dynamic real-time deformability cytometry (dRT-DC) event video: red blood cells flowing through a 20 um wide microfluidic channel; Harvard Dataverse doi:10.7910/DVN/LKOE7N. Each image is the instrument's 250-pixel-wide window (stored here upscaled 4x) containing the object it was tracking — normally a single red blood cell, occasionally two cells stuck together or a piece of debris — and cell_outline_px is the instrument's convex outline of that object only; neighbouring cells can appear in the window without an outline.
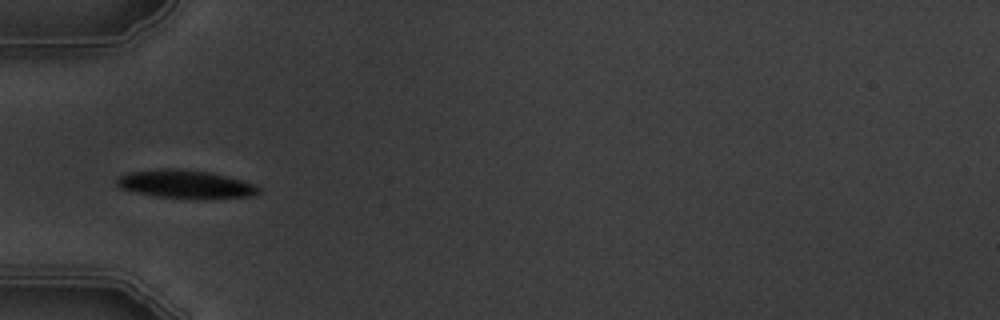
{"species": "common noctule bat (a hibernating species)", "species_latin": "Nyctalus noctula", "temperature_condition": "warm", "stored_images_in_passage": 4, "camera_frame_rate_fps": 3000, "um_per_image_px": 0.085, "animal": {"sex": "male", "body_mass_g": 19.5, "forearm_length_mm": 54.6}, "frame": {"image": 1, "passage_image": 2, "time_ms": 1.0, "image_size_px": [1000, 320], "cell_outline_px": [[260, 192], [252, 196], [196, 200], [156, 196], [136, 192], [120, 188], [116, 184], [116, 180], [120, 176], [128, 172], [156, 168], [184, 168], [208, 172], [240, 180], [252, 184], [260, 188]], "centroid_in_image_um": [15.74, 15.66], "position_along_channel_um": 69.3, "area_um2": 23.64}}
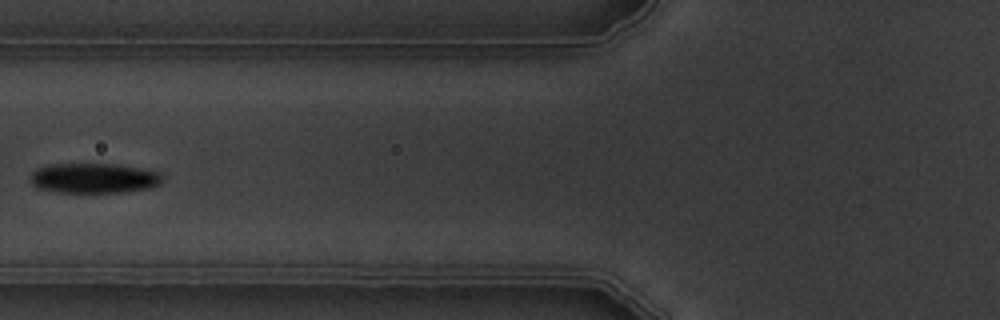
{"frame": {"image": 2, "passage_image": 3, "time_ms": 2.333, "image_size_px": [1000, 320], "cell_outline_px": [[164, 180], [160, 184], [148, 188], [120, 192], [56, 192], [40, 188], [32, 184], [28, 176], [36, 168], [52, 164], [116, 164], [140, 168], [160, 172], [164, 176]], "centroid_in_image_um": [7.98, 15.13], "position_along_channel_um": 117.8, "area_um2": 23.18}}